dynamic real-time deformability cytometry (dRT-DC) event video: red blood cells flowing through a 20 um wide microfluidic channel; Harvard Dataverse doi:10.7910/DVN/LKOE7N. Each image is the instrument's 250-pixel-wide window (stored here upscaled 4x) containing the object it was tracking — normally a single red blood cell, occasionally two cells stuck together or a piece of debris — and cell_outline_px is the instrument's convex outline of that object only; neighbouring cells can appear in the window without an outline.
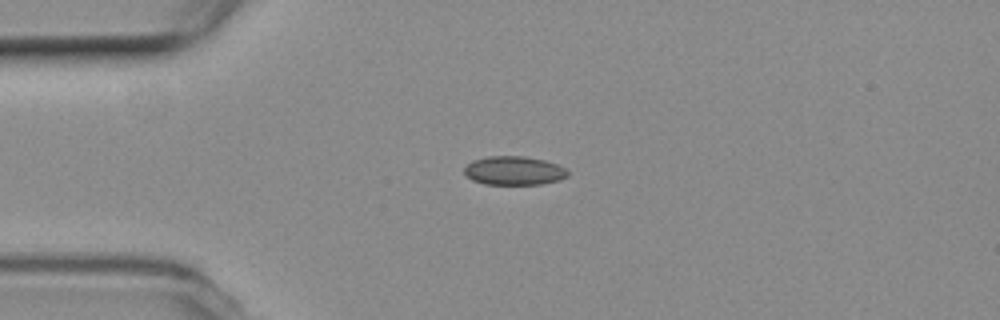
{"species": "common noctule bat (a hibernating species)", "species_latin": "Nyctalus noctula", "temperature_condition": "room temperature", "stored_images_in_passage": 17, "camera_frame_rate_fps": 3000, "um_per_image_px": 0.085, "animal": {"sex": "female", "body_mass_g": 19.3, "forearm_length_mm": 54.1}, "frame": {"image": 1, "passage_image": 1, "time_ms": 0.0, "image_size_px": [1000, 320], "cell_outline_px": [[568, 176], [560, 180], [540, 184], [484, 184], [472, 180], [464, 172], [464, 168], [472, 160], [488, 156], [524, 156], [544, 160], [556, 164], [564, 168], [568, 172]], "centroid_in_image_um": [43.68, 14.5], "position_along_channel_um": 41.3, "area_um2": 17.28}}
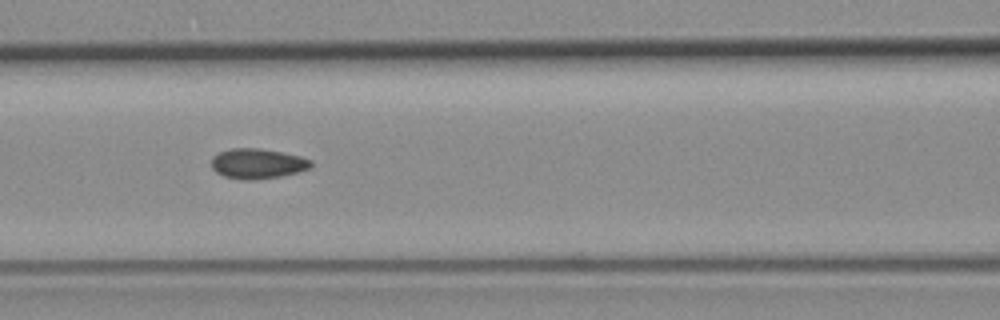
{"frame": {"image": 2, "passage_image": 11, "time_ms": 3.333, "image_size_px": [1000, 320], "cell_outline_px": [[312, 168], [280, 176], [252, 180], [248, 180], [224, 176], [216, 172], [212, 168], [212, 156], [220, 152], [232, 148], [260, 148], [300, 156], [312, 160]], "centroid_in_image_um": [21.89, 13.9], "position_along_channel_um": 144.7, "area_um2": 17.34}}
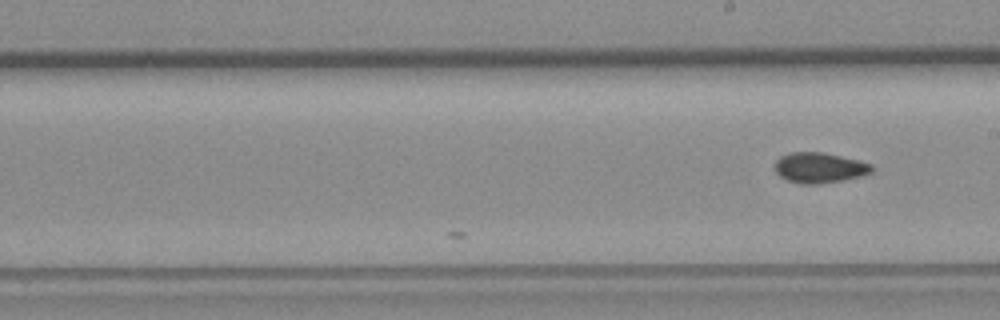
{"frame": {"image": 3, "passage_image": 17, "time_ms": 5.333, "image_size_px": [1000, 320], "cell_outline_px": [[876, 168], [872, 172], [860, 176], [844, 180], [816, 184], [800, 184], [788, 180], [780, 176], [776, 172], [776, 160], [780, 156], [792, 152], [820, 152], [840, 156], [872, 164]], "centroid_in_image_um": [69.67, 14.26], "position_along_channel_um": 219.3, "area_um2": 17.05}}